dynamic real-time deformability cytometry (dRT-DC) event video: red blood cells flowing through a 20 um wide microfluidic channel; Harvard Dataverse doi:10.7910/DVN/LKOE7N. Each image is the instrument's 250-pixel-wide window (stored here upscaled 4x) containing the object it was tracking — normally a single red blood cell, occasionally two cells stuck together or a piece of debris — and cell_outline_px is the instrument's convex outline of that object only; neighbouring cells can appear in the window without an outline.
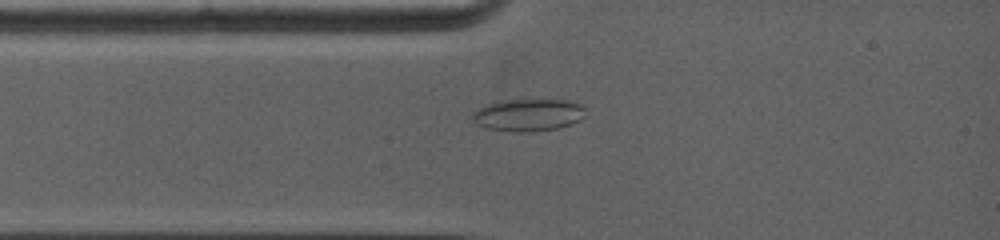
{"species": "common noctule bat (a hibernating species)", "species_latin": "Nyctalus noctula", "temperature_condition": "warm", "stored_images_in_passage": 2, "camera_frame_rate_fps": 5000, "um_per_image_px": 0.085, "animal": {"sex": "female", "body_mass_g": 19.0, "forearm_length_mm": 53.3}, "frame": {"image": 1, "passage_image": 2, "time_ms": 1.2, "image_size_px": [1000, 240], "cell_outline_px": [[584, 116], [580, 120], [572, 124], [560, 128], [532, 132], [516, 132], [488, 128], [472, 120], [472, 112], [484, 104], [500, 100], [568, 100], [580, 104], [584, 108]], "centroid_in_image_um": [44.9, 9.77], "position_along_channel_um": 40.1, "area_um2": 21.39}}